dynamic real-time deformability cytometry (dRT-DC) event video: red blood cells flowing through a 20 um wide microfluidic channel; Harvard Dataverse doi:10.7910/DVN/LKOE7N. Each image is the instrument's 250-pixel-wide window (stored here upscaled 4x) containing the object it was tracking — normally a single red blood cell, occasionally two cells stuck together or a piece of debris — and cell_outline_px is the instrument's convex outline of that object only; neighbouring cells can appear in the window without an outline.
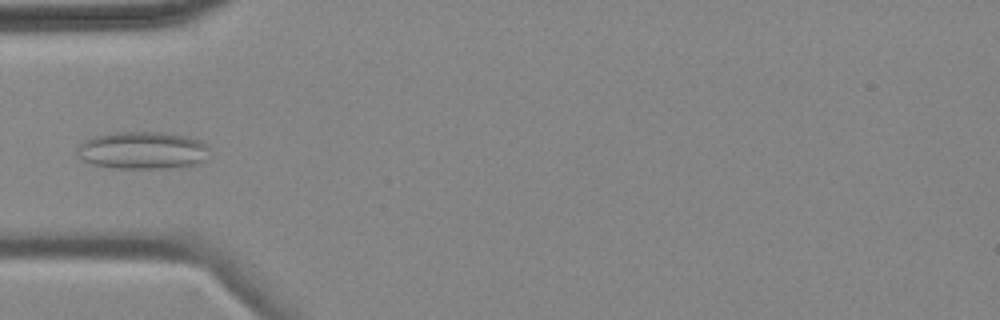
{"species": "common noctule bat (a hibernating species)", "species_latin": "Nyctalus noctula", "temperature_condition": "cold", "stored_images_in_passage": 14, "camera_frame_rate_fps": 3000, "um_per_image_px": 0.085, "animal": {"sex": "female", "body_mass_g": 18.4}, "frame": {"image": 1, "passage_image": 5, "time_ms": 5.667, "image_size_px": [1000, 320], "cell_outline_px": [[208, 160], [200, 164], [180, 168], [112, 168], [92, 164], [84, 160], [76, 152], [76, 148], [84, 140], [92, 136], [112, 132], [160, 132], [188, 136], [200, 140], [208, 144]], "centroid_in_image_um": [12.17, 12.78], "position_along_channel_um": 72.8, "area_um2": 29.54}}
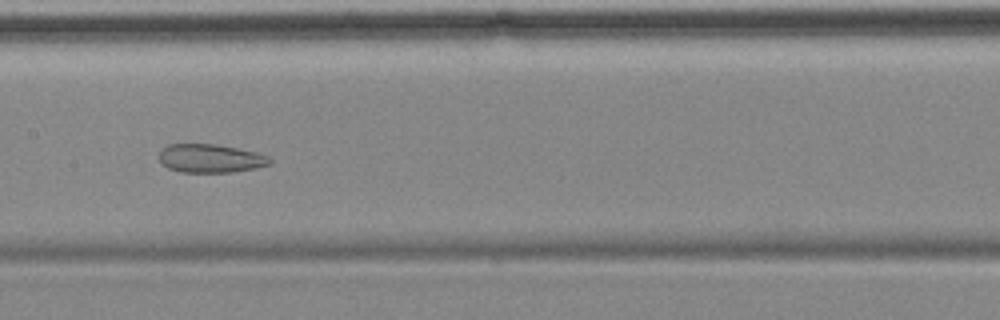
{"frame": {"image": 2, "passage_image": 8, "time_ms": 9.0, "image_size_px": [1000, 320], "cell_outline_px": [[272, 160], [268, 164], [256, 168], [232, 172], [180, 172], [168, 168], [160, 164], [160, 148], [168, 144], [216, 144], [256, 152], [268, 156]], "centroid_in_image_um": [17.84, 13.46], "position_along_channel_um": 189.6, "area_um2": 18.44}, "authors_computed_cell_mechanics": {"area_um2": 25.0274, "velocity_mm_per_s": 3.5047, "shape_relaxation_time_tau1_ms": null, "shape_relaxation_time_tau2_ms": 2.0899, "deformation_change_tau1": null, "deformation_change_tau2": 0.0838}}